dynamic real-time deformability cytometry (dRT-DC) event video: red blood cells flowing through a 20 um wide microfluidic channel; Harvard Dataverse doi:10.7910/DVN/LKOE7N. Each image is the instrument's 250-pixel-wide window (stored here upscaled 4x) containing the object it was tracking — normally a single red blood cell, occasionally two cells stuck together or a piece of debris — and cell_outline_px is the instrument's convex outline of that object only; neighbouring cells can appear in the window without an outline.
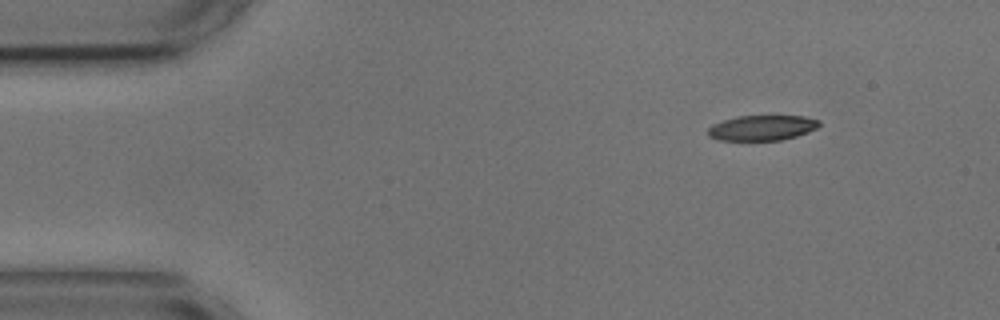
{"species": "common noctule bat (a hibernating species)", "species_latin": "Nyctalus noctula", "temperature_condition": "cold", "stored_images_in_passage": 9, "camera_frame_rate_fps": 3000, "um_per_image_px": 0.085, "animal": {"sex": "male", "body_mass_g": 17.9, "forearm_length_mm": 54.2}, "frame": {"image": 1, "passage_image": 1, "time_ms": 0.0, "image_size_px": [1000, 320], "cell_outline_px": [[820, 124], [816, 128], [808, 132], [796, 136], [780, 140], [720, 140], [708, 136], [708, 128], [712, 124], [736, 116], [804, 116], [820, 120]], "centroid_in_image_um": [64.77, 10.86], "position_along_channel_um": 20.2, "area_um2": 16.3}}
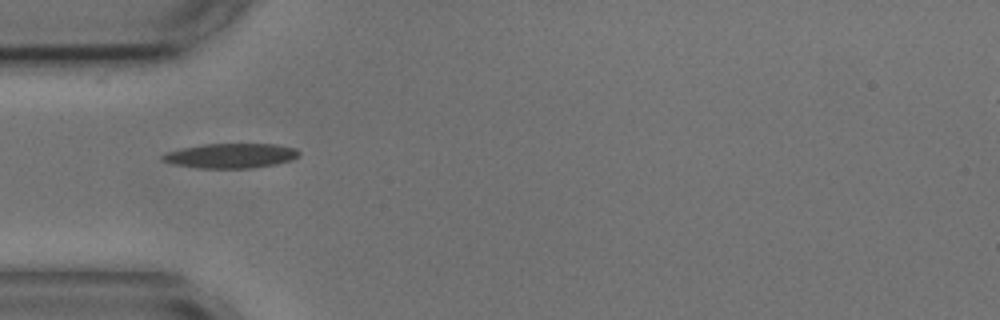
{"frame": {"image": 2, "passage_image": 4, "time_ms": 3.333, "image_size_px": [1000, 320], "cell_outline_px": [[300, 156], [292, 160], [276, 164], [252, 168], [200, 168], [172, 164], [160, 160], [160, 156], [168, 152], [180, 148], [204, 144], [276, 144], [296, 148], [300, 152]], "centroid_in_image_um": [19.62, 13.23], "position_along_channel_um": 65.4, "area_um2": 19.83}}